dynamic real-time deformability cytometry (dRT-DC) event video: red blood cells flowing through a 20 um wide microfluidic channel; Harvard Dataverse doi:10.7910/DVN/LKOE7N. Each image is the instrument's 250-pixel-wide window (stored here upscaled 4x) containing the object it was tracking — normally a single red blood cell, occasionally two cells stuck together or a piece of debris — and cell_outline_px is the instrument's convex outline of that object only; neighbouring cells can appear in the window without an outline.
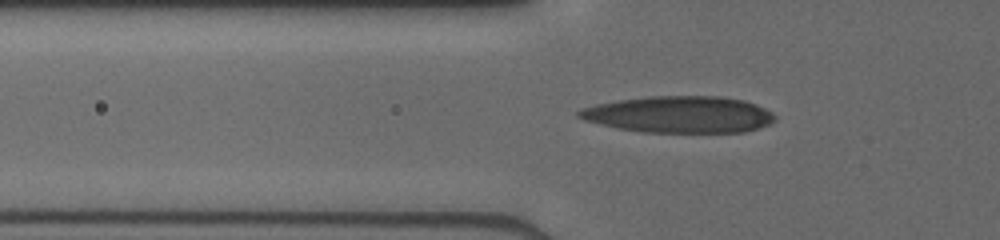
{"species": "human", "species_latin": "Homo sapiens", "temperature_condition": "cold", "stored_images_in_passage": 49, "camera_frame_rate_fps": 3000, "um_per_image_px": 0.085, "donor": {"sex": "male"}, "frame": {"image": 1, "passage_image": 18, "time_ms": 5.667, "image_size_px": [1000, 240], "cell_outline_px": [[776, 120], [768, 124], [744, 132], [640, 132], [616, 128], [584, 120], [576, 116], [576, 112], [580, 108], [596, 104], [620, 100], [652, 96], [720, 96], [744, 100], [756, 104], [772, 112], [776, 116]], "centroid_in_image_um": [57.72, 9.73], "position_along_channel_um": 68.1, "area_um2": 41.91}}
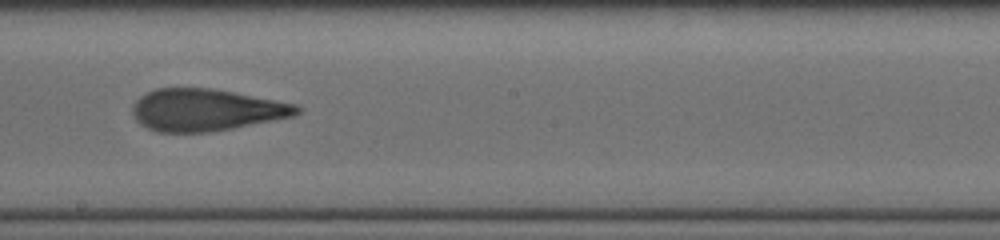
{"frame": {"image": 2, "passage_image": 30, "time_ms": 9.667, "image_size_px": [1000, 240], "cell_outline_px": [[300, 112], [292, 116], [232, 128], [208, 132], [160, 132], [148, 128], [140, 124], [136, 120], [132, 112], [132, 104], [140, 96], [156, 88], [212, 88], [296, 104], [300, 108]], "centroid_in_image_um": [17.46, 9.34], "position_along_channel_um": 230.7, "area_um2": 39.88}}
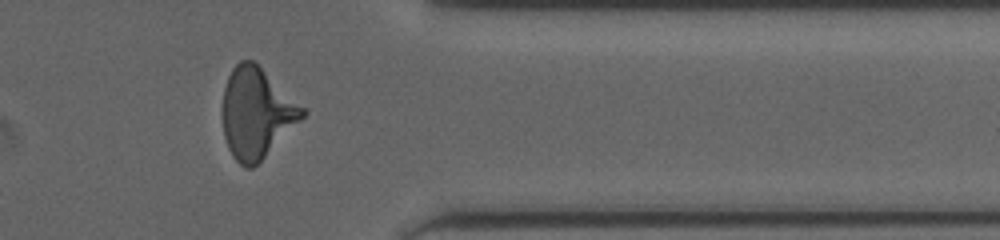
{"frame": {"image": 3, "passage_image": 42, "time_ms": 13.667, "image_size_px": [1000, 240], "cell_outline_px": [[308, 112], [252, 168], [244, 168], [232, 156], [228, 148], [224, 136], [220, 112], [224, 88], [228, 76], [232, 68], [240, 60], [252, 60], [304, 108]], "centroid_in_image_um": [21.73, 9.61], "position_along_channel_um": 389.7, "area_um2": 41.5}}